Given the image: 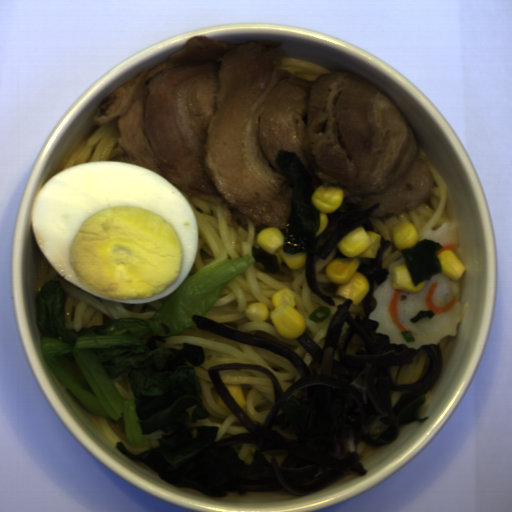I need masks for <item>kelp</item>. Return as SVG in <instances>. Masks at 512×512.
I'll use <instances>...</instances> for the list:
<instances>
[{"mask_svg": "<svg viewBox=\"0 0 512 512\" xmlns=\"http://www.w3.org/2000/svg\"><path fill=\"white\" fill-rule=\"evenodd\" d=\"M253 258L262 265V271L265 273L277 274L280 271V264L277 256H274L261 247L251 248Z\"/></svg>", "mask_w": 512, "mask_h": 512, "instance_id": "4", "label": "kelp"}, {"mask_svg": "<svg viewBox=\"0 0 512 512\" xmlns=\"http://www.w3.org/2000/svg\"><path fill=\"white\" fill-rule=\"evenodd\" d=\"M442 248L438 241L427 238L419 240L417 245L410 249L401 250L414 286L431 280L432 276L443 271L442 263L437 255V251Z\"/></svg>", "mask_w": 512, "mask_h": 512, "instance_id": "3", "label": "kelp"}, {"mask_svg": "<svg viewBox=\"0 0 512 512\" xmlns=\"http://www.w3.org/2000/svg\"><path fill=\"white\" fill-rule=\"evenodd\" d=\"M275 162L293 179L283 249L287 254L306 253L305 277L309 288L324 302L335 306L333 298L326 297L317 284L316 258L327 259L342 238L358 227L375 232L369 216L381 208V203L359 210L357 204L349 208L344 198L333 213L327 214L330 221L317 237L321 211L313 204L312 195L316 189L302 159L297 151L279 149Z\"/></svg>", "mask_w": 512, "mask_h": 512, "instance_id": "2", "label": "kelp"}, {"mask_svg": "<svg viewBox=\"0 0 512 512\" xmlns=\"http://www.w3.org/2000/svg\"><path fill=\"white\" fill-rule=\"evenodd\" d=\"M392 245L381 236L376 257L361 264L370 281L362 301L365 316L354 319L353 300L337 304L319 346L305 331L296 338L320 364L304 359L281 343L238 331L214 319L193 314L197 329L266 349L290 361L301 377L283 391L273 371L259 364L226 363L208 367L216 392L250 432L234 434L212 443L174 471L161 452L133 455L118 441L115 445L131 460L144 463L162 480L177 488H190L222 498L230 491L285 489L294 495L316 492L343 478L345 471L368 474L357 452L361 442L378 448L384 442L370 436L380 421L397 425L404 407L437 383L442 372L440 344L418 349L390 343L389 335L376 332L380 323L369 318L378 302L377 287L390 275L382 257Z\"/></svg>", "mask_w": 512, "mask_h": 512, "instance_id": "1", "label": "kelp"}]
</instances>
